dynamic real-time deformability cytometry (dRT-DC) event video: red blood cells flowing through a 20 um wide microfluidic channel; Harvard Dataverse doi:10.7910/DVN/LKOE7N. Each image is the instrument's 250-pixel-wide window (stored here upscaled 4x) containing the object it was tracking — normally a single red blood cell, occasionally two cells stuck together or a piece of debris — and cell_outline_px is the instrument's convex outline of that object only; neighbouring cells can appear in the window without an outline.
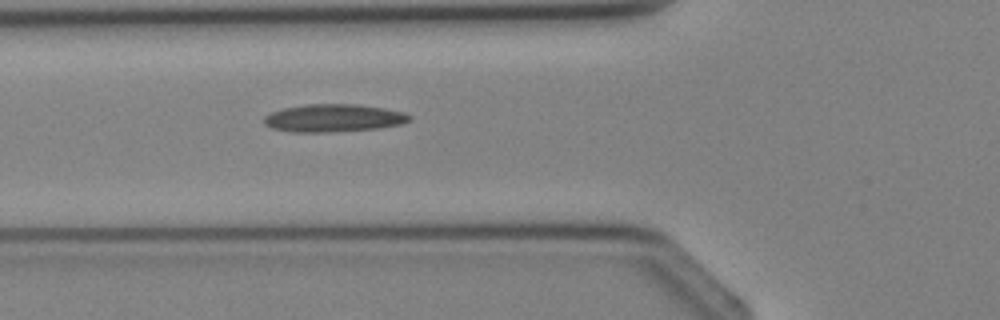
{"species": "Egyptian fruit bat (a non-hibernating species)", "species_latin": "Rousettus aegyptiacus", "temperature_condition": "cold", "stored_images_in_passage": 4, "camera_frame_rate_fps": 3000, "um_per_image_px": 0.085, "animal": {"sex": "female"}, "frame": {"image": 1, "passage_image": 4, "time_ms": 3.667, "image_size_px": [1000, 320], "cell_outline_px": [[412, 120], [404, 124], [380, 128], [328, 132], [292, 132], [272, 128], [264, 124], [264, 116], [272, 112], [284, 108], [304, 104], [356, 104], [384, 108], [404, 112], [412, 116]], "centroid_in_image_um": [28.39, 10.03], "position_along_channel_um": 97.4, "area_um2": 23.7}}